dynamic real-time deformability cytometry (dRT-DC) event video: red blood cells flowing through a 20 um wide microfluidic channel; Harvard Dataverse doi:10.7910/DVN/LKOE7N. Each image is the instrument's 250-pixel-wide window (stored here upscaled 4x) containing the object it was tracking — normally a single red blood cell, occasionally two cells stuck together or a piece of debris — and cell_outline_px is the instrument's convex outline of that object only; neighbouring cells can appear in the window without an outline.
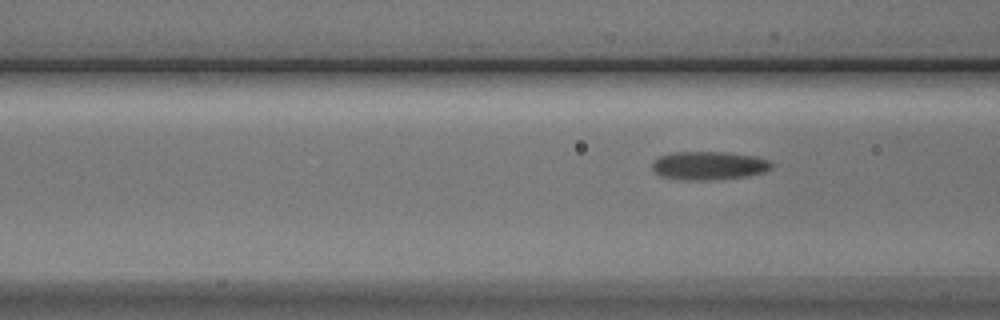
{"species": "Egyptian fruit bat (a non-hibernating species)", "species_latin": "Rousettus aegyptiacus", "temperature_condition": "cold", "stored_images_in_passage": 6, "camera_frame_rate_fps": 3000, "um_per_image_px": 0.085, "animal": {"sex": "male"}, "frame": {"image": 1, "passage_image": 6, "time_ms": 7.0, "image_size_px": [1000, 320], "cell_outline_px": [[772, 168], [764, 172], [748, 176], [708, 180], [684, 180], [660, 176], [652, 172], [652, 160], [660, 156], [672, 152], [728, 152], [756, 156], [768, 160], [772, 164]], "centroid_in_image_um": [60.22, 14.07], "position_along_channel_um": 106.4, "area_um2": 20.0}}